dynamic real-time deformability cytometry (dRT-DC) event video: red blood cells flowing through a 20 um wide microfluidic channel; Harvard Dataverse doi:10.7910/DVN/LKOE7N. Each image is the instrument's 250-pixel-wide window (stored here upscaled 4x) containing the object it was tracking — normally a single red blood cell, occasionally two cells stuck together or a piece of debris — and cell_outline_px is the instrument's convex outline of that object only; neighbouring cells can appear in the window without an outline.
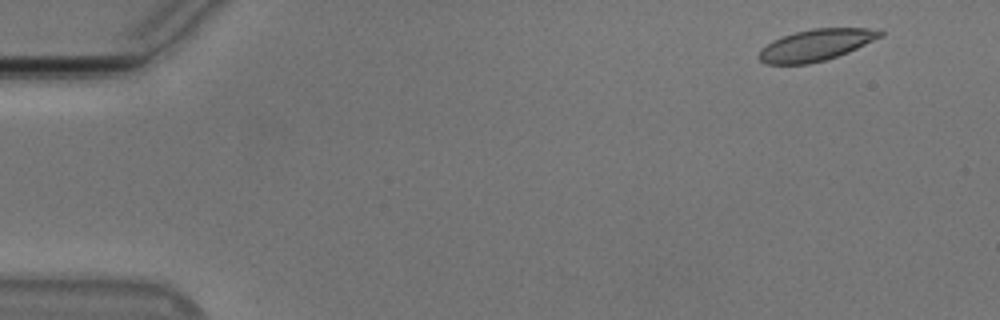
{"species": "Egyptian fruit bat (a non-hibernating species)", "species_latin": "Rousettus aegyptiacus", "temperature_condition": "cold", "stored_images_in_passage": 51, "camera_frame_rate_fps": 3000, "um_per_image_px": 0.085, "animal": {"sex": "male"}, "frame": {"image": 1, "passage_image": 1, "time_ms": 0.0, "image_size_px": [1000, 320], "cell_outline_px": [[884, 36], [848, 52], [824, 60], [808, 64], [764, 64], [756, 56], [760, 48], [772, 40], [780, 36], [812, 28], [880, 28], [884, 32]], "centroid_in_image_um": [69.34, 3.82], "position_along_channel_um": 15.7, "area_um2": 22.6}}
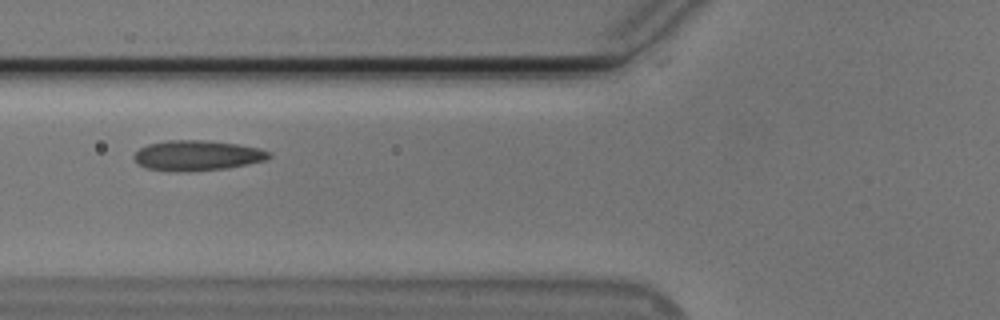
{"frame": {"image": 2, "passage_image": 18, "time_ms": 5.667, "image_size_px": [1000, 320], "cell_outline_px": [[272, 156], [268, 160], [228, 168], [176, 172], [144, 168], [132, 156], [140, 148], [148, 144], [168, 140], [208, 140], [236, 144], [260, 148], [272, 152]], "centroid_in_image_um": [16.8, 13.21], "position_along_channel_um": 109.0, "area_um2": 23.93}}
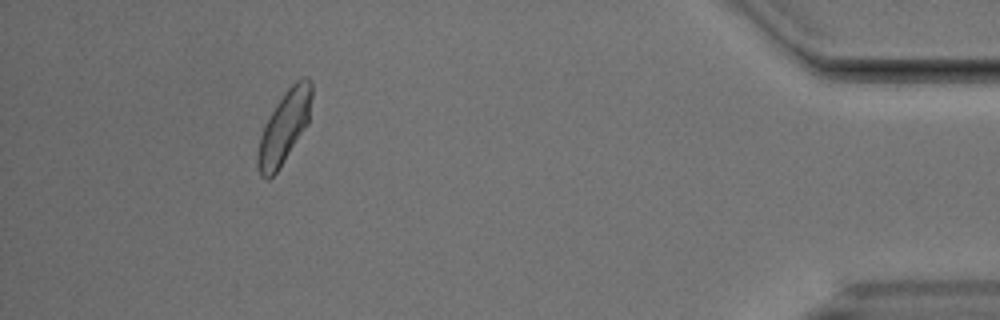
{"frame": {"image": 3, "passage_image": 47, "time_ms": 15.333, "image_size_px": [1000, 320], "cell_outline_px": [[312, 96], [308, 124], [276, 172], [268, 180], [260, 176], [256, 164], [256, 156], [260, 136], [276, 104], [288, 88], [296, 80], [304, 76], [308, 76], [312, 80]], "centroid_in_image_um": [24.17, 10.79], "position_along_channel_um": 411.0, "area_um2": 22.54}, "authors_computed_cell_mechanics": {"area_um2": 22.542, "velocity_mm_per_s": 3.7185, "shape_relaxation_time_tau1_ms": 5.0322, "shape_relaxation_time_tau2_ms": 1.0794, "deformation_change_tau1": 0.1242, "deformation_change_tau2": 0.0573}}